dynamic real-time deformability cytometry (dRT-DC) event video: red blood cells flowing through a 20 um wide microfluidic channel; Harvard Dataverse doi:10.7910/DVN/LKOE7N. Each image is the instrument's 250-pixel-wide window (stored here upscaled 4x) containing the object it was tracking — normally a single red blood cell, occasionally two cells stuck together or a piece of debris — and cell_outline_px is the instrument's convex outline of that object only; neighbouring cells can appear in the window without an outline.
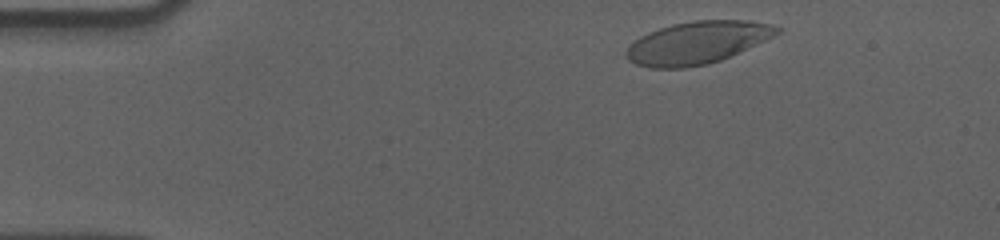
{"species": "human", "species_latin": "Homo sapiens", "temperature_condition": "cold", "stored_images_in_passage": 52, "camera_frame_rate_fps": 3000, "um_per_image_px": 0.085, "donor": {"sex": "male"}, "frame": {"image": 1, "passage_image": 3, "time_ms": 0.667, "image_size_px": [1000, 240], "cell_outline_px": [[780, 32], [764, 40], [720, 60], [708, 64], [684, 68], [652, 68], [636, 64], [628, 60], [624, 56], [624, 52], [640, 36], [648, 32], [672, 24], [692, 20], [752, 20], [772, 24], [780, 28]], "centroid_in_image_um": [59.23, 3.62], "position_along_channel_um": 25.8, "area_um2": 37.05}}
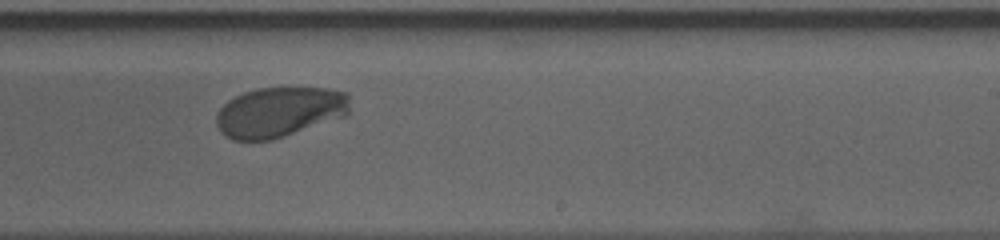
{"frame": {"image": 2, "passage_image": 30, "time_ms": 9.667, "image_size_px": [1000, 240], "cell_outline_px": [[348, 112], [344, 116], [272, 140], [232, 140], [224, 136], [220, 132], [216, 124], [216, 112], [228, 100], [244, 92], [256, 88], [328, 88], [348, 92]], "centroid_in_image_um": [23.71, 9.52], "position_along_channel_um": 265.3, "area_um2": 39.02}}
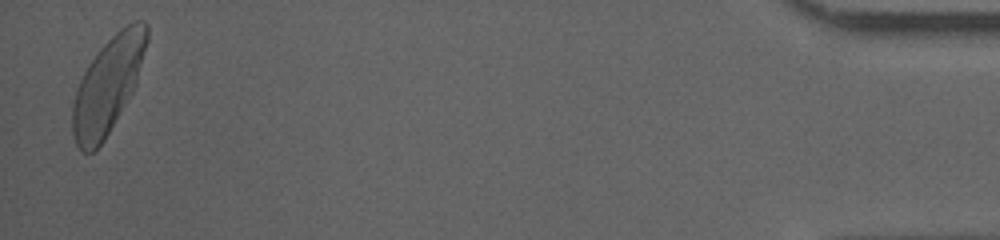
{"frame": {"image": 3, "passage_image": 51, "time_ms": 16.667, "image_size_px": [1000, 240], "cell_outline_px": [[148, 40], [136, 84], [132, 92], [104, 140], [92, 152], [80, 152], [76, 144], [72, 132], [72, 104], [80, 80], [88, 64], [96, 52], [120, 28], [132, 20], [144, 20], [148, 24]], "centroid_in_image_um": [9.17, 7.2], "position_along_channel_um": 426.0, "area_um2": 41.27}, "authors_computed_cell_mechanics": {"area_um2": 39.7086, "velocity_mm_per_s": 3.5184, "shape_relaxation_time_tau1_ms": 4.431, "shape_relaxation_time_tau2_ms": null, "deformation_change_tau1": 0.1976, "deformation_change_tau2": null}}